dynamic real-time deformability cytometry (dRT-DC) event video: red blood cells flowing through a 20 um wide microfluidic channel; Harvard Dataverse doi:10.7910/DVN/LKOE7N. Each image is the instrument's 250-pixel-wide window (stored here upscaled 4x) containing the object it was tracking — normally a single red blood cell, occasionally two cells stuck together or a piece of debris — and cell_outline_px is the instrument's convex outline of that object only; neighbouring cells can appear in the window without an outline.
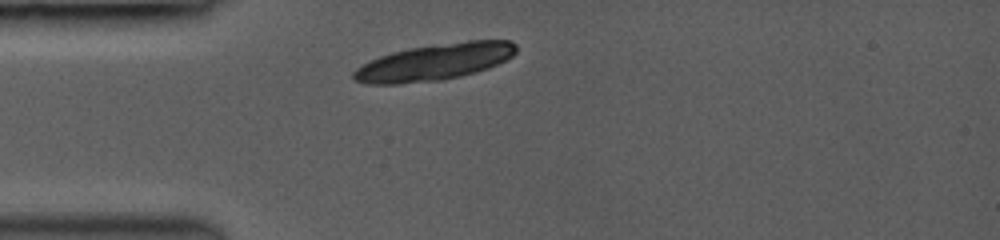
{"species": "common noctule bat (a hibernating species)", "species_latin": "Nyctalus noctula", "temperature_condition": "room temperature", "stored_images_in_passage": 1, "camera_frame_rate_fps": 3000, "um_per_image_px": 0.085, "animal": {"sex": "female", "body_mass_g": 19.0, "forearm_length_mm": 53.3}, "frame": {"image": 1, "passage_image": 1, "time_ms": 0.0, "image_size_px": [1000, 240], "cell_outline_px": [[516, 52], [512, 56], [488, 68], [476, 72], [460, 76], [440, 80], [396, 84], [364, 84], [352, 80], [352, 72], [356, 68], [380, 56], [392, 52], [408, 48], [432, 44], [468, 40], [512, 40], [516, 44]], "centroid_in_image_um": [36.92, 5.27], "position_along_channel_um": 48.1, "area_um2": 34.74}}